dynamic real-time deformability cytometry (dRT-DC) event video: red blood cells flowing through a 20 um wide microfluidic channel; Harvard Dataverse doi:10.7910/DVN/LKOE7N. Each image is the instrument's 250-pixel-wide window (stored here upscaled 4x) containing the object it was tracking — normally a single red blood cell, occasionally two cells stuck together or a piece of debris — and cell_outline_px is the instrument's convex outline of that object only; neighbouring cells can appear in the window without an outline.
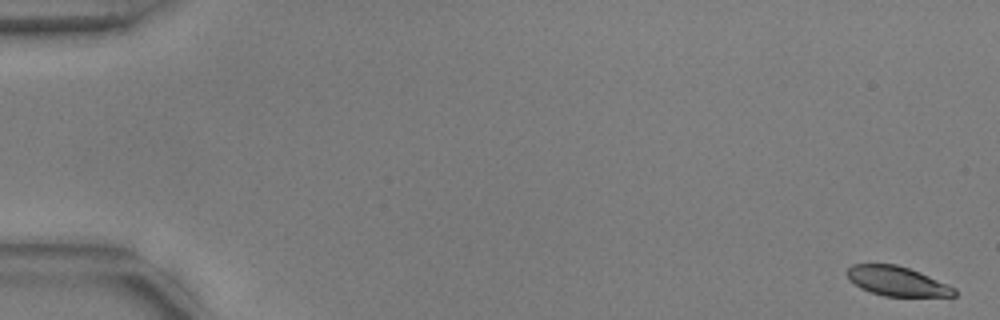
{"species": "common noctule bat (a hibernating species)", "species_latin": "Nyctalus noctula", "temperature_condition": "warm", "stored_images_in_passage": 55, "camera_frame_rate_fps": 3000, "um_per_image_px": 0.085, "animal": {"sex": "male", "body_mass_g": 17.9, "forearm_length_mm": 54.2}, "frame": {"image": 1, "passage_image": 1, "time_ms": 0.0, "image_size_px": [1000, 320], "cell_outline_px": [[956, 296], [884, 296], [860, 288], [848, 280], [848, 268], [852, 264], [896, 264], [920, 272], [956, 288]], "centroid_in_image_um": [76.24, 23.9], "position_along_channel_um": 8.8, "area_um2": 18.32}}
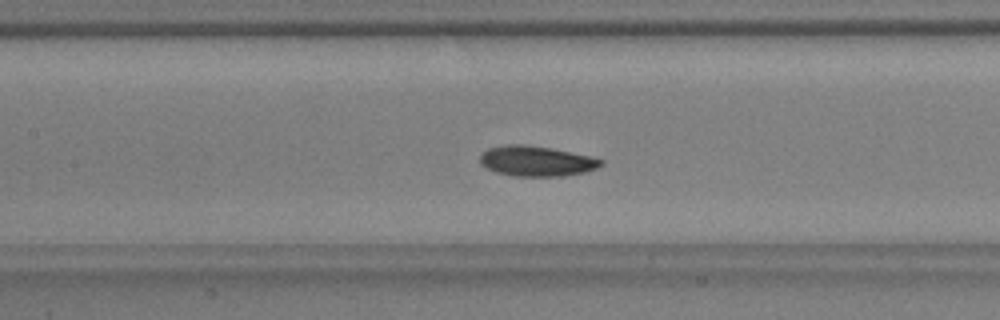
{"frame": {"image": 2, "passage_image": 26, "time_ms": 8.333, "image_size_px": [1000, 320], "cell_outline_px": [[604, 164], [596, 168], [584, 172], [564, 176], [512, 176], [496, 172], [480, 164], [480, 156], [488, 148], [504, 144], [524, 144], [552, 148], [592, 156], [604, 160]], "centroid_in_image_um": [45.61, 13.68], "position_along_channel_um": 161.8, "area_um2": 21.5}}
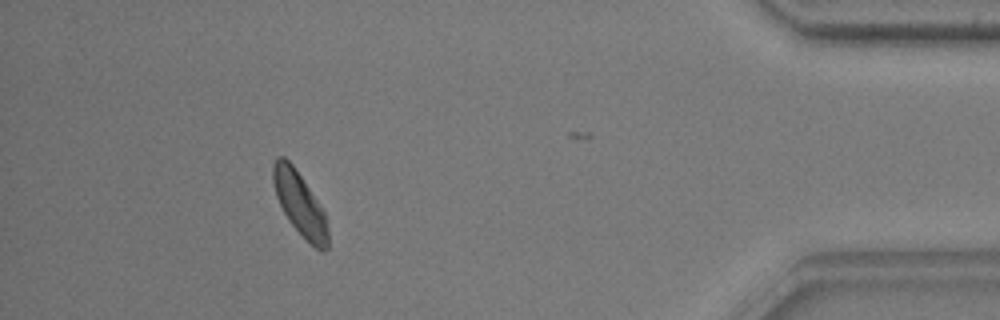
{"frame": {"image": 3, "passage_image": 50, "time_ms": 16.333, "image_size_px": [1000, 320], "cell_outline_px": [[328, 248], [320, 252], [288, 220], [276, 196], [272, 180], [272, 164], [276, 156], [284, 156], [292, 164], [320, 204], [324, 212], [328, 228]], "centroid_in_image_um": [25.47, 17.29], "position_along_channel_um": 409.7, "area_um2": 20.0}, "authors_computed_cell_mechanics": {"area_um2": 20.6346, "velocity_mm_per_s": 3.7139, "shape_relaxation_time_tau1_ms": 1.5215, "shape_relaxation_time_tau2_ms": 3.256, "deformation_change_tau1": 0.1211, "deformation_change_tau2": 0.0891}}